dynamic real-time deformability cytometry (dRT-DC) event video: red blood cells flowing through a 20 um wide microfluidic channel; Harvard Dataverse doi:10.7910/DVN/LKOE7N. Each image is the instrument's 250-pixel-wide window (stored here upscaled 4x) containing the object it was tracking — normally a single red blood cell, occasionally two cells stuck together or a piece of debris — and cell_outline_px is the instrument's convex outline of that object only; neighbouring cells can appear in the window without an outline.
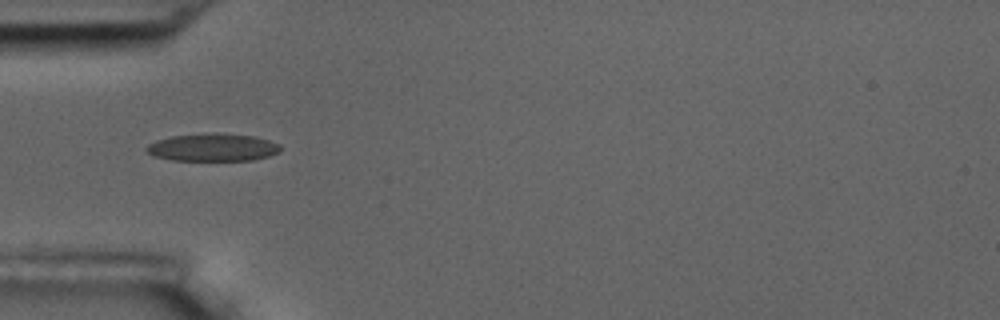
{"species": "common noctule bat (a hibernating species)", "species_latin": "Nyctalus noctula", "temperature_condition": "room temperature", "stored_images_in_passage": 10, "camera_frame_rate_fps": 3000, "um_per_image_px": 0.085, "animal": {"sex": "male", "body_mass_g": 17.5, "forearm_length_mm": 52.3}, "frame": {"image": 1, "passage_image": 5, "time_ms": 4.667, "image_size_px": [1000, 320], "cell_outline_px": [[280, 152], [268, 156], [252, 160], [172, 160], [156, 156], [148, 152], [144, 148], [148, 144], [156, 140], [172, 136], [204, 132], [212, 132], [256, 136], [280, 144]], "centroid_in_image_um": [18.09, 12.51], "position_along_channel_um": 66.9, "area_um2": 21.73}}
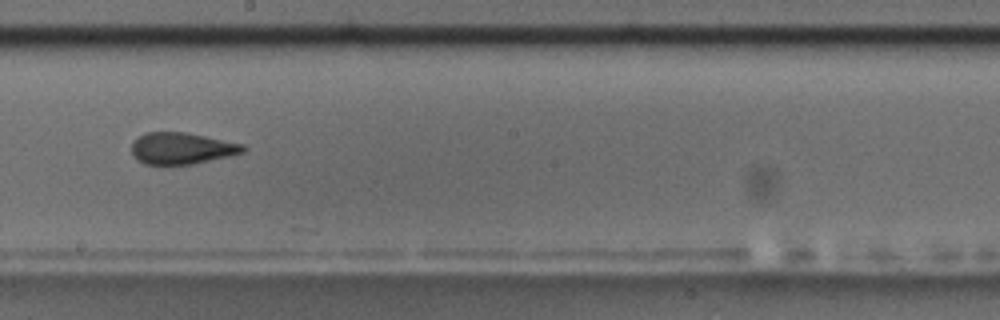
{"frame": {"image": 2, "passage_image": 9, "time_ms": 9.333, "image_size_px": [1000, 320], "cell_outline_px": [[248, 148], [244, 152], [228, 156], [192, 164], [144, 164], [136, 160], [132, 156], [132, 140], [144, 132], [184, 132], [244, 144]], "centroid_in_image_um": [15.41, 12.6], "position_along_channel_um": 232.8, "area_um2": 20.58}}
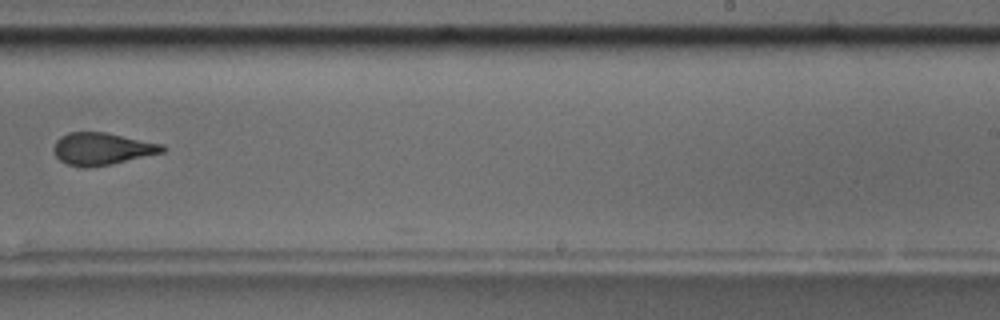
{"frame": {"image": 3, "passage_image": 10, "time_ms": 10.667, "image_size_px": [1000, 320], "cell_outline_px": [[168, 148], [164, 152], [112, 164], [88, 168], [84, 168], [68, 164], [60, 160], [56, 156], [52, 148], [56, 140], [60, 136], [68, 132], [104, 132], [164, 144]], "centroid_in_image_um": [8.68, 12.65], "position_along_channel_um": 280.3, "area_um2": 20.58}}